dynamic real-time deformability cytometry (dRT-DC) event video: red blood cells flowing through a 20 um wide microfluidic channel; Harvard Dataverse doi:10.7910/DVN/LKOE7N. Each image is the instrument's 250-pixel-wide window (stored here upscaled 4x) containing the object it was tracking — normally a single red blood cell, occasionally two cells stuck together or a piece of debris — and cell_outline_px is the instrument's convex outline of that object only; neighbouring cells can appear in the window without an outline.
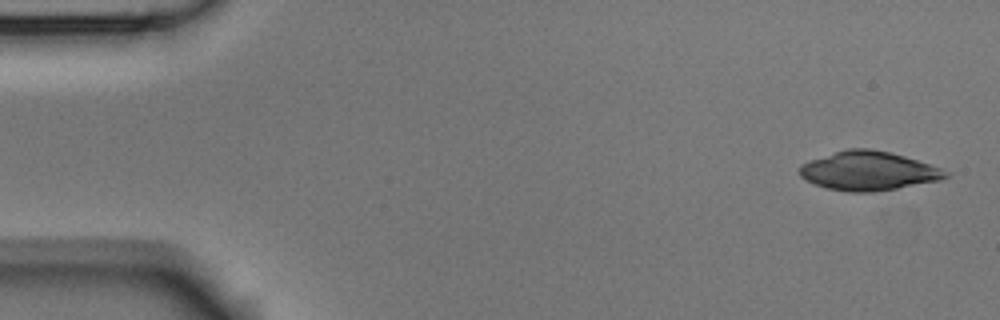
{"species": "Egyptian fruit bat (a non-hibernating species)", "species_latin": "Rousettus aegyptiacus", "temperature_condition": "room temperature", "stored_images_in_passage": 4, "camera_frame_rate_fps": 3000, "um_per_image_px": 0.085, "animal": {"sex": "male"}, "frame": {"image": 1, "passage_image": 1, "time_ms": 0.0, "image_size_px": [1000, 320], "cell_outline_px": [[948, 176], [940, 180], [876, 192], [848, 192], [828, 188], [816, 184], [800, 176], [800, 164], [848, 148], [868, 148], [888, 152], [904, 156], [940, 168], [948, 172]], "centroid_in_image_um": [73.82, 14.53], "position_along_channel_um": 11.2, "area_um2": 32.6}}